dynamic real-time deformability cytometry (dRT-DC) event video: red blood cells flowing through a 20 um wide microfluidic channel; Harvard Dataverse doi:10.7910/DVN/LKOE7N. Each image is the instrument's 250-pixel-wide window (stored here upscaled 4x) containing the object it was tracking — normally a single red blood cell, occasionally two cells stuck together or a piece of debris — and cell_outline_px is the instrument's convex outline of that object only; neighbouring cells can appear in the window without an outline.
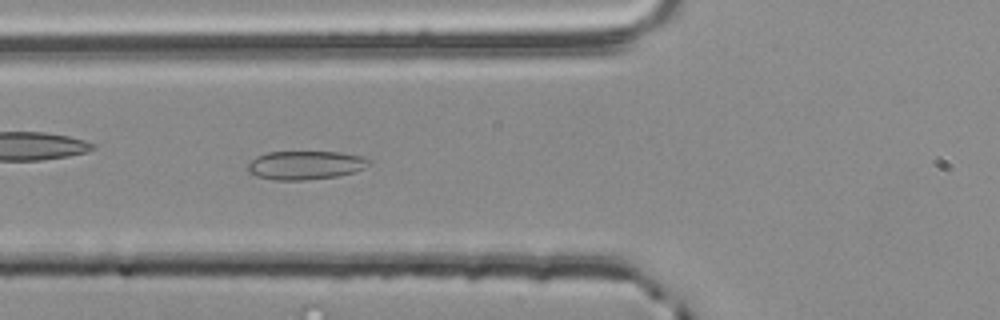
{"species": "common noctule bat (a hibernating species)", "species_latin": "Nyctalus noctula", "temperature_condition": "room temperature", "stored_images_in_passage": 55, "camera_frame_rate_fps": 3000, "um_per_image_px": 0.085, "animal": {"sex": "male", "body_mass_g": 20.4}, "frame": {"image": 1, "passage_image": 20, "time_ms": 6.333, "image_size_px": [1000, 320], "cell_outline_px": [[368, 164], [364, 168], [356, 172], [336, 176], [304, 180], [272, 180], [256, 176], [248, 172], [248, 164], [256, 156], [268, 152], [340, 152], [360, 156], [368, 160]], "centroid_in_image_um": [25.91, 14.04], "position_along_channel_um": 99.9, "area_um2": 20.11}}
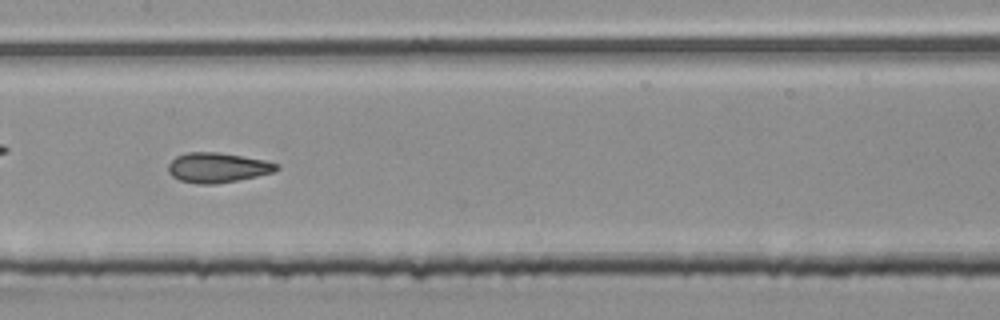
{"frame": {"image": 2, "passage_image": 27, "time_ms": 8.667, "image_size_px": [1000, 320], "cell_outline_px": [[280, 168], [272, 172], [256, 176], [216, 184], [196, 184], [180, 180], [172, 176], [168, 172], [168, 164], [176, 156], [188, 152], [216, 152], [264, 160], [276, 164]], "centroid_in_image_um": [18.43, 14.25], "position_along_channel_um": 189.0, "area_um2": 18.61}}
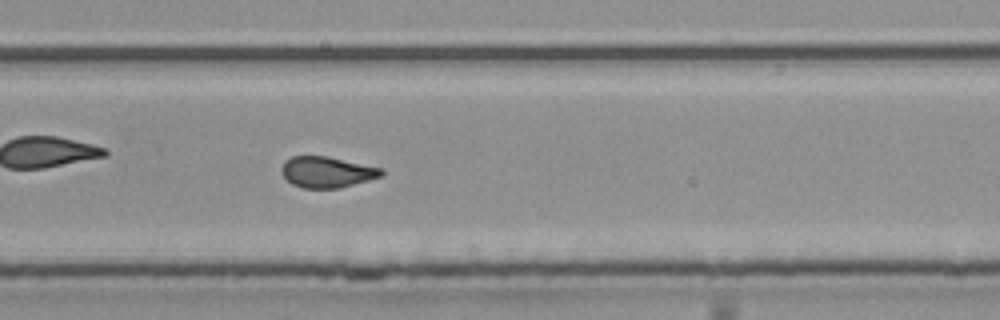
{"frame": {"image": 3, "passage_image": 36, "time_ms": 11.667, "image_size_px": [1000, 320], "cell_outline_px": [[384, 176], [340, 188], [304, 188], [292, 184], [280, 172], [280, 168], [284, 160], [292, 156], [328, 156], [380, 168], [384, 172]], "centroid_in_image_um": [27.77, 14.62], "position_along_channel_um": 302.0, "area_um2": 18.09}, "authors_computed_cell_mechanics": {"area_um2": 18.7272, "velocity_mm_per_s": 3.7851, "shape_relaxation_time_tau1_ms": null, "shape_relaxation_time_tau2_ms": 1.2827, "deformation_change_tau1": null, "deformation_change_tau2": 0.0898}}